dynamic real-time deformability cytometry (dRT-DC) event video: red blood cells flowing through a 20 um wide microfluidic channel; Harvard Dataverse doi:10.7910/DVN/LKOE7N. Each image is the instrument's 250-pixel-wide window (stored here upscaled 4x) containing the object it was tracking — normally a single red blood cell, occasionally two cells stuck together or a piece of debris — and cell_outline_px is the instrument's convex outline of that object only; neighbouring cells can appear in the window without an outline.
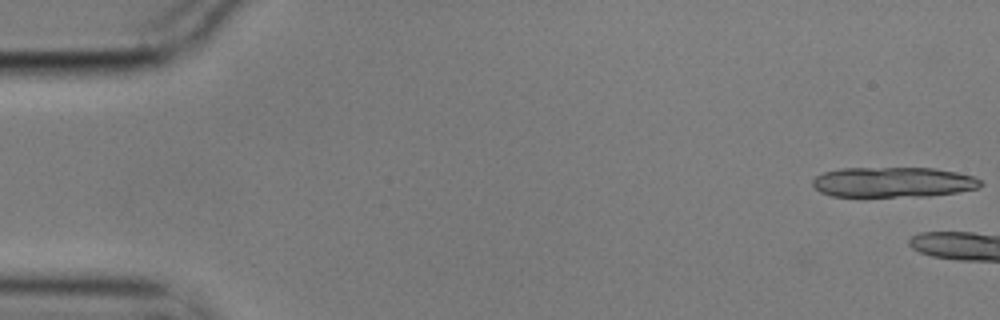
{"species": "common noctule bat (a hibernating species)", "species_latin": "Nyctalus noctula", "temperature_condition": "cold", "stored_images_in_passage": 3, "camera_frame_rate_fps": 3000, "um_per_image_px": 0.085, "animal": {"sex": "male", "body_mass_g": 17.9}, "frame": {"image": 1, "passage_image": 1, "time_ms": 0.0, "image_size_px": [1000, 320], "cell_outline_px": [[984, 184], [980, 188], [956, 192], [928, 196], [832, 196], [820, 192], [812, 184], [812, 180], [816, 176], [824, 172], [840, 168], [936, 168], [956, 172], [972, 176], [980, 180]], "centroid_in_image_um": [75.93, 15.48], "position_along_channel_um": 9.1, "area_um2": 29.59}}